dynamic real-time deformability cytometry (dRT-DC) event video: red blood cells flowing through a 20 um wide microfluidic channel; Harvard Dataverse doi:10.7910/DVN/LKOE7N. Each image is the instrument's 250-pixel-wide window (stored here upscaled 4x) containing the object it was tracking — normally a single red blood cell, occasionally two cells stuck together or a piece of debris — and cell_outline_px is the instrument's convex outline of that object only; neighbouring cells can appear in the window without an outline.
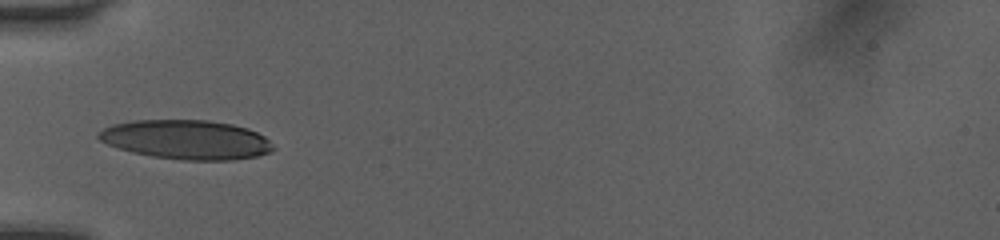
{"species": "human", "species_latin": "Homo sapiens", "temperature_condition": "room temperature", "stored_images_in_passage": 34, "camera_frame_rate_fps": 3000, "um_per_image_px": 0.085, "donor": {"sex": "female"}, "frame": {"image": 1, "passage_image": 1, "time_ms": 0.0, "image_size_px": [1000, 240], "cell_outline_px": [[276, 148], [272, 152], [256, 156], [232, 160], [184, 160], [152, 156], [132, 152], [116, 148], [100, 140], [96, 136], [96, 132], [112, 124], [132, 120], [208, 120], [232, 124], [248, 128], [264, 136]], "centroid_in_image_um": [15.83, 11.86], "position_along_channel_um": 69.2, "area_um2": 40.17}}
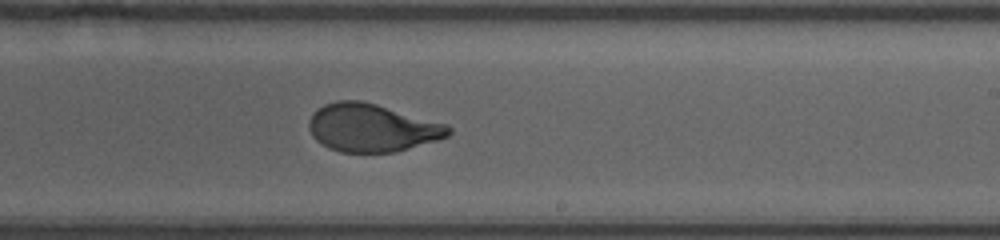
{"frame": {"image": 2, "passage_image": 15, "time_ms": 4.667, "image_size_px": [1000, 240], "cell_outline_px": [[452, 132], [448, 136], [436, 140], [408, 148], [392, 152], [340, 152], [328, 148], [316, 140], [312, 136], [308, 128], [308, 120], [312, 112], [316, 108], [324, 104], [336, 100], [364, 100], [448, 124], [452, 128]], "centroid_in_image_um": [31.58, 10.84], "position_along_channel_um": 257.4, "area_um2": 39.36}}
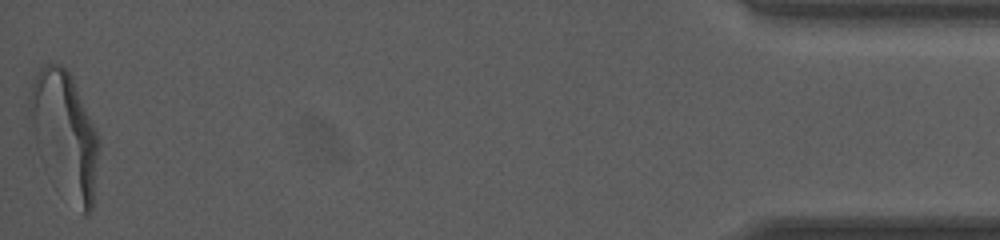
{"frame": {"image": 3, "passage_image": 34, "time_ms": 11.0, "image_size_px": [1000, 240], "cell_outline_px": [[100, 148], [92, 208], [84, 216], [40, 160], [36, 148], [28, 108], [28, 96], [32, 84], [40, 68], [44, 64], [52, 60], [60, 64], [72, 76], [100, 136]], "centroid_in_image_um": [5.51, 11.35], "position_along_channel_um": 429.7, "area_um2": 50.58}, "authors_computed_cell_mechanics": {"area_um2": 39.7953, "velocity_mm_per_s": 4.0647, "shape_relaxation_time_tau1_ms": 4.5309, "shape_relaxation_time_tau2_ms": null, "deformation_change_tau1": 0.2202, "deformation_change_tau2": null}}